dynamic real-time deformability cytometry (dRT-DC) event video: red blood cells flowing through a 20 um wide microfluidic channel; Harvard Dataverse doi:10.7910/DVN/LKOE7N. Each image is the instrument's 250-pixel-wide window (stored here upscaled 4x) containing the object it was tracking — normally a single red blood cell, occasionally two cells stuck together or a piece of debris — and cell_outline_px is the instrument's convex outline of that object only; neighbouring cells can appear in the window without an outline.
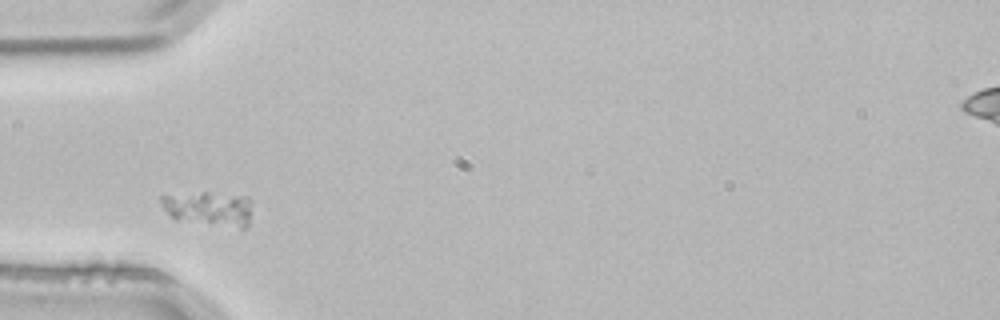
{"species": "common noctule bat (a hibernating species)", "species_latin": "Nyctalus noctula", "temperature_condition": "room temperature", "stored_images_in_passage": 1, "camera_frame_rate_fps": 3000, "um_per_image_px": 0.085, "animal": {"sex": "male", "body_mass_g": 21.5, "forearm_length_mm": 52.0}, "frame": {"image": 1, "passage_image": 1, "time_ms": 0.0, "image_size_px": [1000, 320], "cell_outline_px": [[248, 224], [244, 228], [240, 228], [176, 220], [160, 204], [160, 196], [164, 192], [208, 192], [248, 196]], "centroid_in_image_um": [17.63, 17.68], "position_along_channel_um": 67.4, "area_um2": 18.5}}